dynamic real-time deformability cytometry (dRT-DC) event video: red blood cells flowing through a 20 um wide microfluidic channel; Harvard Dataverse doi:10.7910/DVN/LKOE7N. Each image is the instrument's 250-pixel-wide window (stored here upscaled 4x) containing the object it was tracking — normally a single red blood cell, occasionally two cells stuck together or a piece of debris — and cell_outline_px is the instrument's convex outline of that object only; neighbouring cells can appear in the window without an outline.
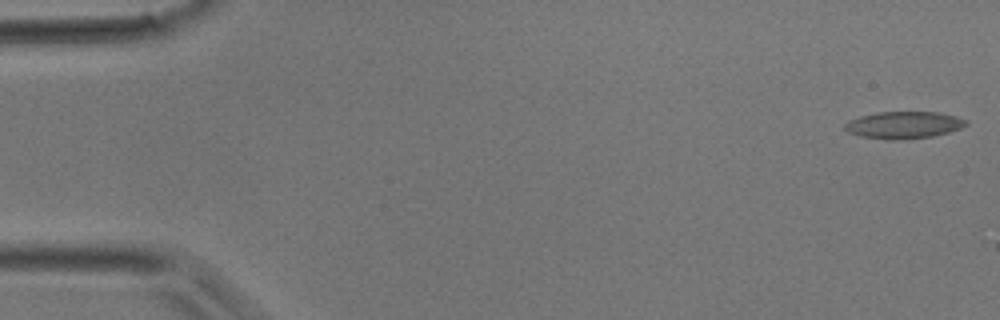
{"species": "common noctule bat (a hibernating species)", "species_latin": "Nyctalus noctula", "temperature_condition": "room temperature", "stored_images_in_passage": 4, "camera_frame_rate_fps": 3000, "um_per_image_px": 0.085, "animal": {"sex": "male", "body_mass_g": 17.9}, "frame": {"image": 1, "passage_image": 1, "time_ms": 0.0, "image_size_px": [1000, 320], "cell_outline_px": [[968, 124], [960, 128], [948, 132], [932, 136], [896, 140], [888, 140], [860, 136], [848, 132], [844, 128], [844, 124], [848, 120], [860, 116], [880, 112], [940, 112], [956, 116], [968, 120]], "centroid_in_image_um": [76.81, 10.62], "position_along_channel_um": 8.2, "area_um2": 19.13}}
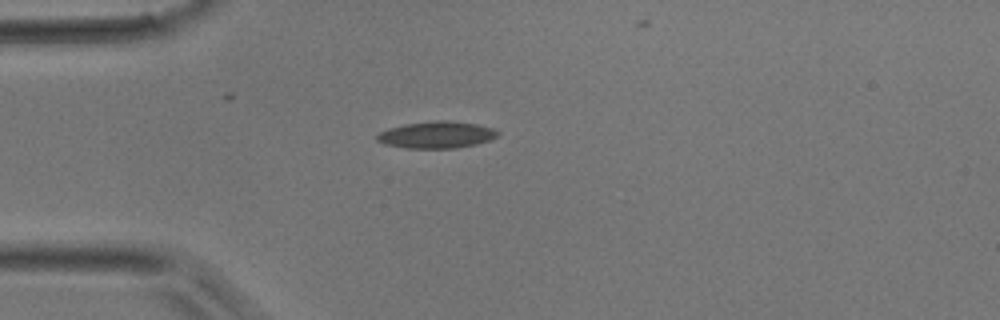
{"frame": {"image": 2, "passage_image": 3, "time_ms": 3.333, "image_size_px": [1000, 320], "cell_outline_px": [[500, 136], [476, 144], [456, 148], [404, 148], [384, 144], [376, 140], [376, 136], [380, 132], [388, 128], [404, 124], [432, 120], [448, 120], [476, 124], [492, 128], [500, 132]], "centroid_in_image_um": [37.1, 11.45], "position_along_channel_um": 47.9, "area_um2": 19.02}}